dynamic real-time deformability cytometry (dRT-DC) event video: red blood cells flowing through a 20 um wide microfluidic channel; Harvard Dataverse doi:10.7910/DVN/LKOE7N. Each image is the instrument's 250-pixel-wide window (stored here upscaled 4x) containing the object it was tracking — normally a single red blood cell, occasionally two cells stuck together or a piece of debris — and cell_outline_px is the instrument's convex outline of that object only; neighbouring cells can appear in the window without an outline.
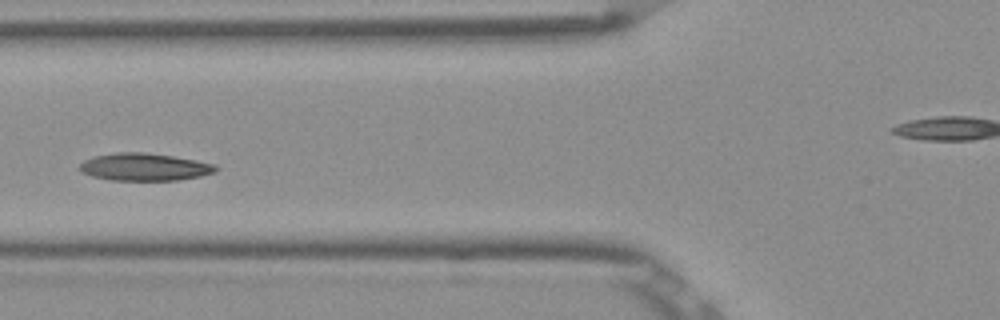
{"species": "Egyptian fruit bat (a non-hibernating species)", "species_latin": "Rousettus aegyptiacus", "temperature_condition": "room temperature", "stored_images_in_passage": 5, "camera_frame_rate_fps": 3000, "um_per_image_px": 0.085, "frame": {"image": 1, "passage_image": 5, "time_ms": 1.333, "image_size_px": [1000, 320], "cell_outline_px": [[220, 168], [216, 172], [200, 176], [176, 180], [108, 180], [92, 176], [80, 172], [80, 164], [84, 160], [96, 156], [116, 152], [144, 152], [172, 156], [196, 160], [216, 164]], "centroid_in_image_um": [12.3, 14.19], "position_along_channel_um": 113.5, "area_um2": 21.85}}